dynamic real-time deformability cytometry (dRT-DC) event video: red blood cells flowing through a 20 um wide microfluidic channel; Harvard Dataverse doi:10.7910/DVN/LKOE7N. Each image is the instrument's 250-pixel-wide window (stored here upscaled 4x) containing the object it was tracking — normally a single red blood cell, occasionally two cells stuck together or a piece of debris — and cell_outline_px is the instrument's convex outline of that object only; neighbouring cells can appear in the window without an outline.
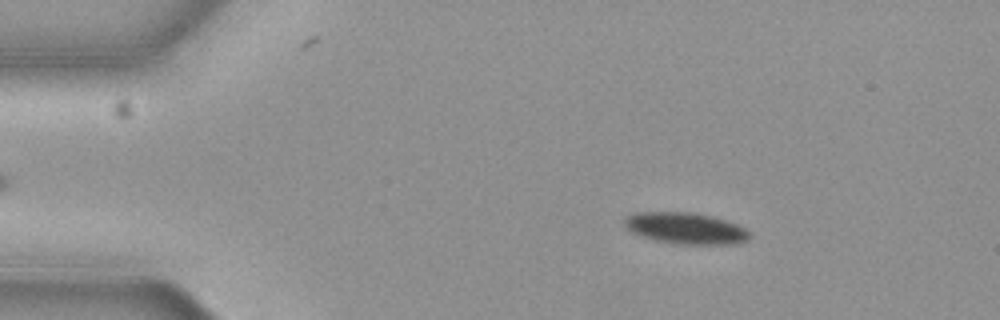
{"species": "common noctule bat (a hibernating species)", "species_latin": "Nyctalus noctula", "temperature_condition": "cold", "stored_images_in_passage": 56, "camera_frame_rate_fps": 3000, "um_per_image_px": 0.085, "animal": {"sex": "female", "body_mass_g": 19.3, "forearm_length_mm": 54.1}, "frame": {"image": 1, "passage_image": 9, "time_ms": 2.667, "image_size_px": [1000, 320], "cell_outline_px": [[752, 236], [748, 240], [736, 244], [676, 244], [656, 240], [640, 236], [632, 232], [624, 224], [624, 220], [628, 216], [636, 212], [692, 212], [712, 216], [736, 224], [744, 228]], "centroid_in_image_um": [58.29, 19.41], "position_along_channel_um": 26.7, "area_um2": 22.83}}
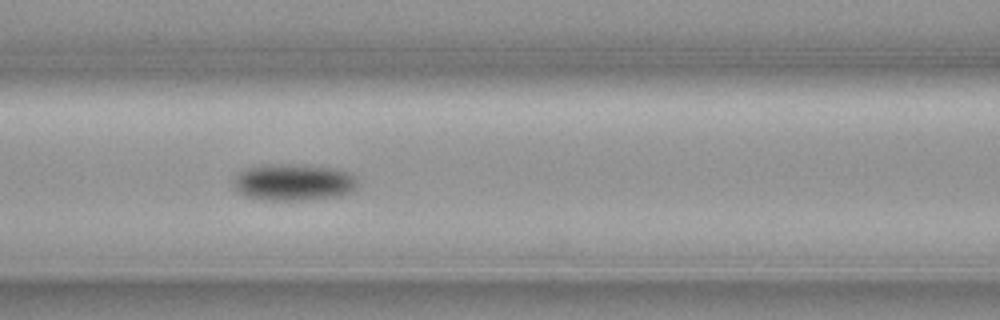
{"frame": {"image": 2, "passage_image": 24, "time_ms": 7.667, "image_size_px": [1000, 320], "cell_outline_px": [[356, 188], [340, 196], [308, 200], [264, 200], [248, 196], [240, 192], [232, 184], [236, 176], [244, 168], [256, 164], [308, 164], [336, 168], [352, 172], [356, 180]], "centroid_in_image_um": [24.96, 15.46], "position_along_channel_um": 141.6, "area_um2": 27.05}}
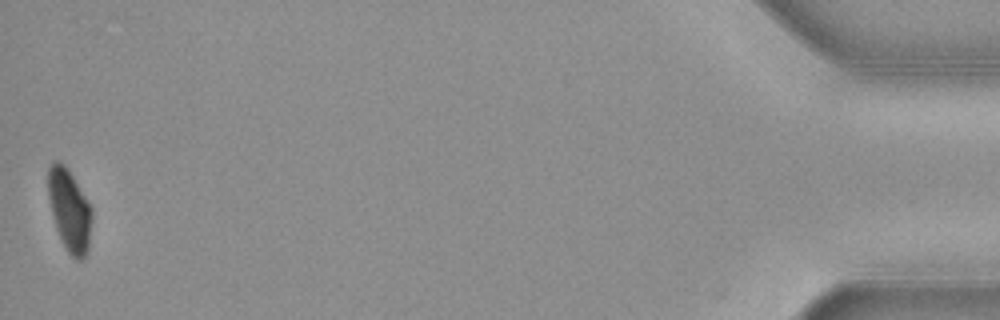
{"frame": {"image": 3, "passage_image": 56, "time_ms": 18.333, "image_size_px": [1000, 320], "cell_outline_px": [[92, 220], [88, 252], [80, 260], [76, 260], [64, 248], [60, 240], [52, 216], [48, 196], [48, 168], [56, 160], [64, 164], [72, 176], [92, 208]], "centroid_in_image_um": [5.9, 17.92], "position_along_channel_um": 429.3, "area_um2": 20.92}, "authors_computed_cell_mechanics": {"area_um2": 23.5824, "velocity_mm_per_s": 3.6552, "shape_relaxation_time_tau1_ms": 2.0836, "shape_relaxation_time_tau2_ms": null, "deformation_change_tau1": 0.0711, "deformation_change_tau2": null}}